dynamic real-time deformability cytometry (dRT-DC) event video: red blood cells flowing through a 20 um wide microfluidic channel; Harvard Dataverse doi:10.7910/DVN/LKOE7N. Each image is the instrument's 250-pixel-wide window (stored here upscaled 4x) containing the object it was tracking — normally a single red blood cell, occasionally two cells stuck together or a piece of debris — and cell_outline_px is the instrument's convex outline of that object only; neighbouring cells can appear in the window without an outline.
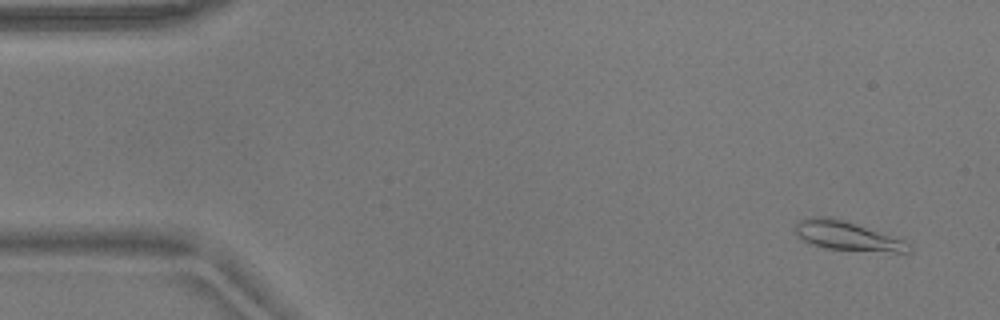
{"species": "common noctule bat (a hibernating species)", "species_latin": "Nyctalus noctula", "temperature_condition": "warm", "stored_images_in_passage": 53, "camera_frame_rate_fps": 3000, "um_per_image_px": 0.085, "animal": {"sex": "male", "body_mass_g": 17.9}, "frame": {"image": 1, "passage_image": 2, "time_ms": 0.333, "image_size_px": [1000, 320], "cell_outline_px": [[912, 252], [896, 252], [828, 248], [812, 244], [800, 240], [796, 232], [796, 224], [800, 220], [816, 216], [832, 216], [904, 240], [912, 248]], "centroid_in_image_um": [71.99, 20.04], "position_along_channel_um": 13.0, "area_um2": 18.9}}
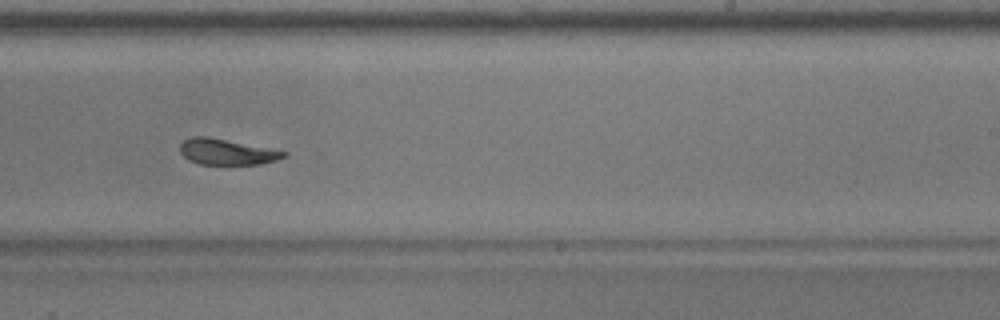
{"frame": {"image": 2, "passage_image": 32, "time_ms": 10.333, "image_size_px": [1000, 320], "cell_outline_px": [[288, 152], [284, 156], [276, 160], [260, 164], [200, 164], [188, 160], [180, 152], [180, 144], [184, 140], [192, 136], [208, 136]], "centroid_in_image_um": [19.22, 12.9], "position_along_channel_um": 269.8, "area_um2": 15.43}}
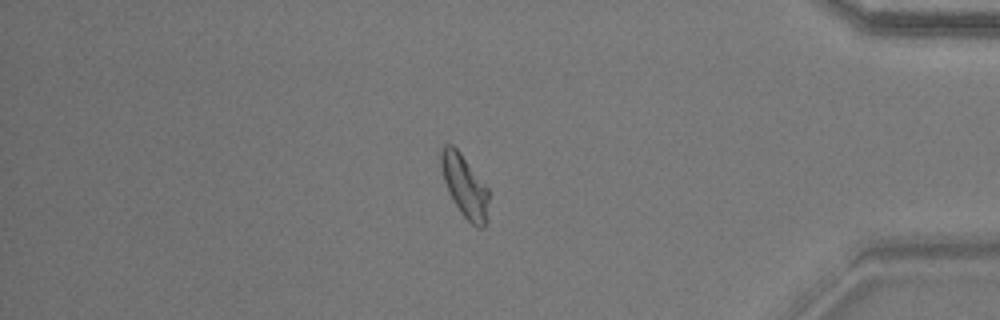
{"frame": {"image": 3, "passage_image": 45, "time_ms": 14.667, "image_size_px": [1000, 320], "cell_outline_px": [[488, 220], [484, 228], [476, 228], [460, 212], [452, 200], [448, 192], [444, 180], [440, 164], [440, 152], [444, 144], [452, 144], [460, 152], [488, 188]], "centroid_in_image_um": [39.5, 15.84], "position_along_channel_um": 395.7, "area_um2": 17.46}, "authors_computed_cell_mechanics": {"area_um2": 17.2822, "velocity_mm_per_s": 3.6761, "shape_relaxation_time_tau1_ms": 5.2753, "shape_relaxation_time_tau2_ms": 2.0979, "deformation_change_tau1": 0.1604, "deformation_change_tau2": 0.081}}